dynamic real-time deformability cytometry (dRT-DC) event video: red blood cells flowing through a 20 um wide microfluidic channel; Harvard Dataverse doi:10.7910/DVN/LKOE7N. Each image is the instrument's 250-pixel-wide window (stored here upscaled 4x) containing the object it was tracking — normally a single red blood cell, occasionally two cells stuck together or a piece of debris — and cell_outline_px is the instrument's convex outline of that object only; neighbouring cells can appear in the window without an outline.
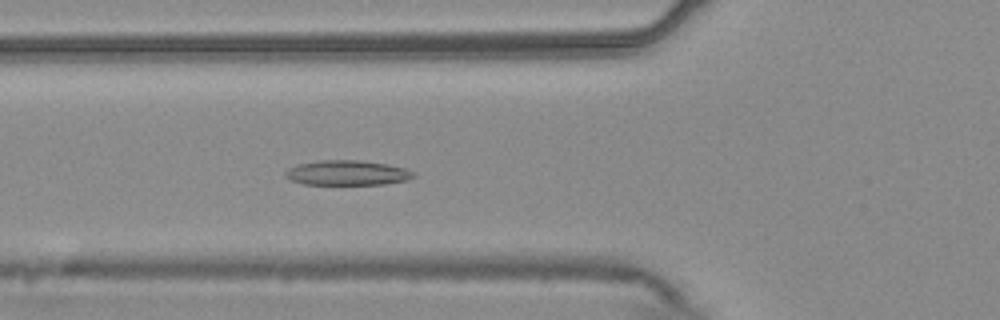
{"species": "common noctule bat (a hibernating species)", "species_latin": "Nyctalus noctula", "temperature_condition": "warm", "stored_images_in_passage": 45, "camera_frame_rate_fps": 3000, "um_per_image_px": 0.085, "animal": {"sex": "male", "body_mass_g": 20.4}, "frame": {"image": 1, "passage_image": 11, "time_ms": 3.333, "image_size_px": [1000, 320], "cell_outline_px": [[416, 176], [408, 180], [384, 184], [304, 184], [292, 180], [284, 176], [284, 172], [288, 168], [300, 164], [320, 160], [356, 160], [388, 164], [404, 168], [416, 172]], "centroid_in_image_um": [29.54, 14.69], "position_along_channel_um": 96.3, "area_um2": 18.55}}
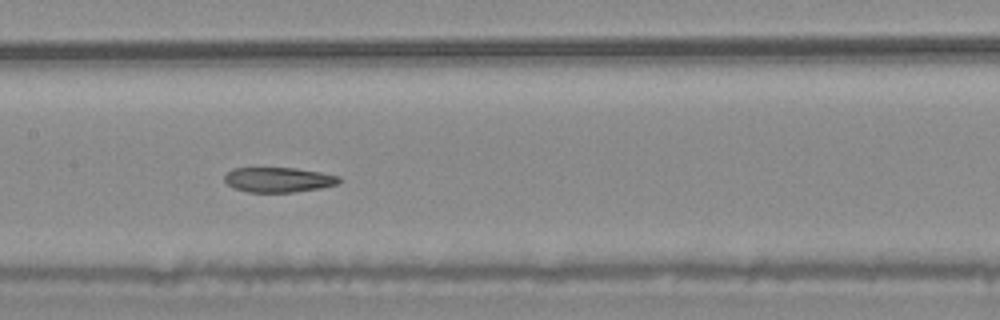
{"frame": {"image": 2, "passage_image": 18, "time_ms": 5.667, "image_size_px": [1000, 320], "cell_outline_px": [[344, 180], [336, 184], [320, 188], [292, 192], [248, 192], [232, 188], [224, 180], [224, 176], [232, 168], [296, 168], [320, 172], [340, 176]], "centroid_in_image_um": [23.67, 15.27], "position_along_channel_um": 183.7, "area_um2": 16.7}}
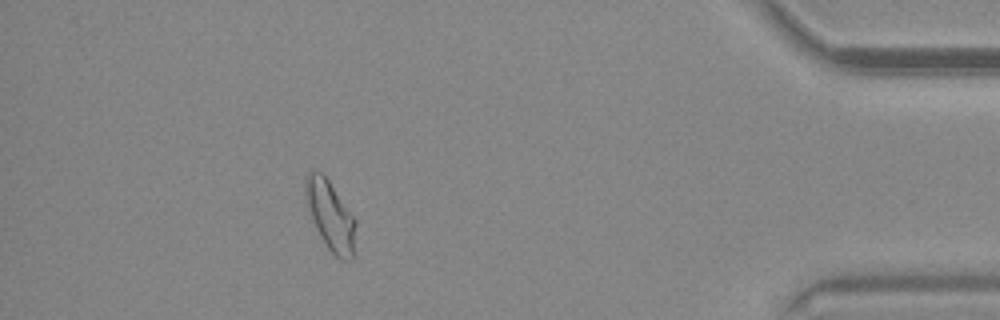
{"frame": {"image": 3, "passage_image": 40, "time_ms": 13.0, "image_size_px": [1000, 320], "cell_outline_px": [[356, 256], [352, 260], [340, 260], [328, 248], [320, 236], [316, 228], [308, 208], [304, 188], [304, 176], [308, 168], [316, 168], [324, 172], [356, 220]], "centroid_in_image_um": [28.09, 18.27], "position_along_channel_um": 407.1, "area_um2": 21.21}, "authors_computed_cell_mechanics": {"area_um2": 18.8428, "velocity_mm_per_s": 3.7368, "shape_relaxation_time_tau1_ms": null, "shape_relaxation_time_tau2_ms": 8.5055, "deformation_change_tau1": null, "deformation_change_tau2": 0.1725}}